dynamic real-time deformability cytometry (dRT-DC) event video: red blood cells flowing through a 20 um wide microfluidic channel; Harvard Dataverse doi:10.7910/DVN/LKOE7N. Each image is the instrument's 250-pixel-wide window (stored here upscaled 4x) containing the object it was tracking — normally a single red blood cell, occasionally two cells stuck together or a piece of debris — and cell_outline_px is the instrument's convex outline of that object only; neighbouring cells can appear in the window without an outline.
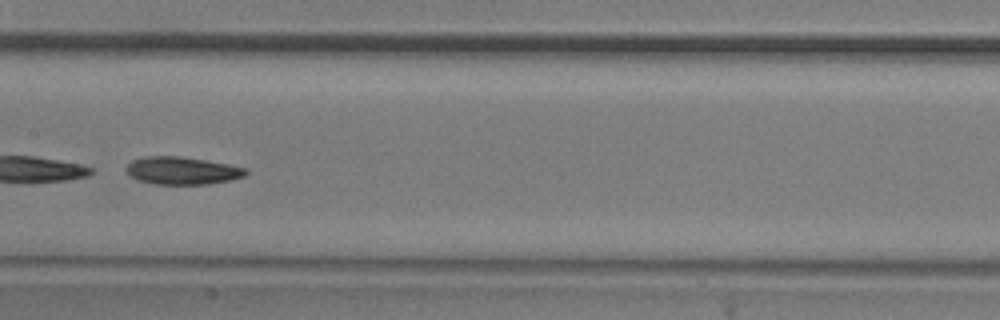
{"species": "common noctule bat (a hibernating species)", "species_latin": "Nyctalus noctula", "temperature_condition": "room temperature", "stored_images_in_passage": 45, "camera_frame_rate_fps": 3000, "um_per_image_px": 0.085, "animal": {"sex": "male", "body_mass_g": 20.5, "forearm_length_mm": 52.5}, "frame": {"image": 1, "passage_image": 26, "time_ms": 8.333, "image_size_px": [1000, 320], "cell_outline_px": [[248, 172], [244, 176], [228, 180], [208, 184], [156, 184], [136, 180], [124, 168], [132, 160], [144, 156], [180, 156], [228, 164], [248, 168]], "centroid_in_image_um": [15.47, 14.5], "position_along_channel_um": 191.9, "area_um2": 19.19}, "authors_computed_cell_mechanics": {"area_um2": 20.1144, "velocity_mm_per_s": 3.6855, "shape_relaxation_time_tau1_ms": 1.3392, "shape_relaxation_time_tau2_ms": 6.954, "deformation_change_tau1": 0.2648, "deformation_change_tau2": 0.139}}